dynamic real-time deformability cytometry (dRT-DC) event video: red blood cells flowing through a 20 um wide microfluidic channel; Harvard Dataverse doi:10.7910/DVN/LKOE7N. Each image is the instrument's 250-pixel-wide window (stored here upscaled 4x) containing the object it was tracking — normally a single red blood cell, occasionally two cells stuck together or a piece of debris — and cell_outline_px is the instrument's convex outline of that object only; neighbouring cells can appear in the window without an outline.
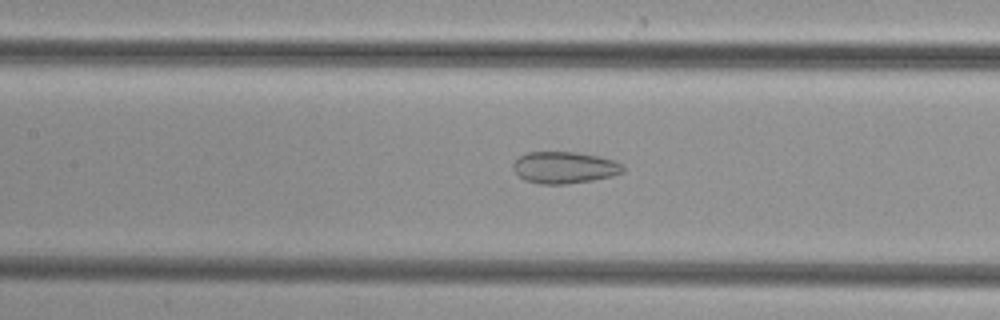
{"species": "common noctule bat (a hibernating species)", "species_latin": "Nyctalus noctula", "temperature_condition": "cold", "stored_images_in_passage": 49, "camera_frame_rate_fps": 3000, "um_per_image_px": 0.085, "animal": {"sex": "female", "body_mass_g": 29.2, "forearm_length_mm": 56.3}, "frame": {"image": 1, "passage_image": 22, "time_ms": 7.0, "image_size_px": [1000, 320], "cell_outline_px": [[624, 172], [612, 176], [592, 180], [564, 184], [540, 184], [524, 180], [512, 168], [512, 164], [520, 156], [528, 152], [576, 152], [600, 156], [616, 160], [624, 164]], "centroid_in_image_um": [48.01, 14.23], "position_along_channel_um": 159.4, "area_um2": 20.46}}
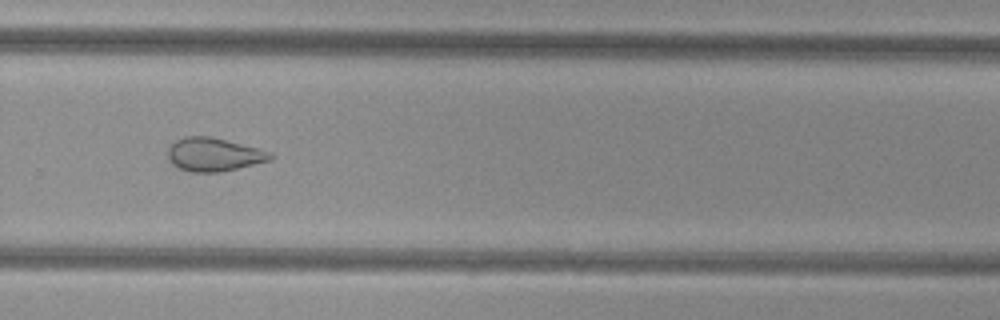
{"frame": {"image": 2, "passage_image": 33, "time_ms": 10.667, "image_size_px": [1000, 320], "cell_outline_px": [[272, 160], [220, 172], [188, 172], [172, 164], [168, 156], [168, 148], [176, 140], [188, 136], [208, 136], [272, 152]], "centroid_in_image_um": [18.16, 13.15], "position_along_channel_um": 311.6, "area_um2": 19.65}}
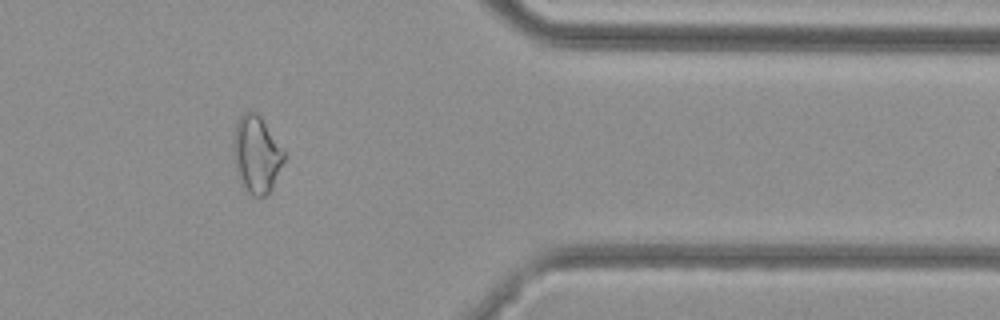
{"frame": {"image": 3, "passage_image": 40, "time_ms": 13.0, "image_size_px": [1000, 320], "cell_outline_px": [[284, 160], [272, 188], [264, 196], [252, 196], [248, 192], [236, 172], [232, 148], [232, 144], [236, 124], [240, 116], [244, 112], [256, 112], [260, 116], [284, 148]], "centroid_in_image_um": [21.8, 13.1], "position_along_channel_um": 389.6, "area_um2": 22.66}}